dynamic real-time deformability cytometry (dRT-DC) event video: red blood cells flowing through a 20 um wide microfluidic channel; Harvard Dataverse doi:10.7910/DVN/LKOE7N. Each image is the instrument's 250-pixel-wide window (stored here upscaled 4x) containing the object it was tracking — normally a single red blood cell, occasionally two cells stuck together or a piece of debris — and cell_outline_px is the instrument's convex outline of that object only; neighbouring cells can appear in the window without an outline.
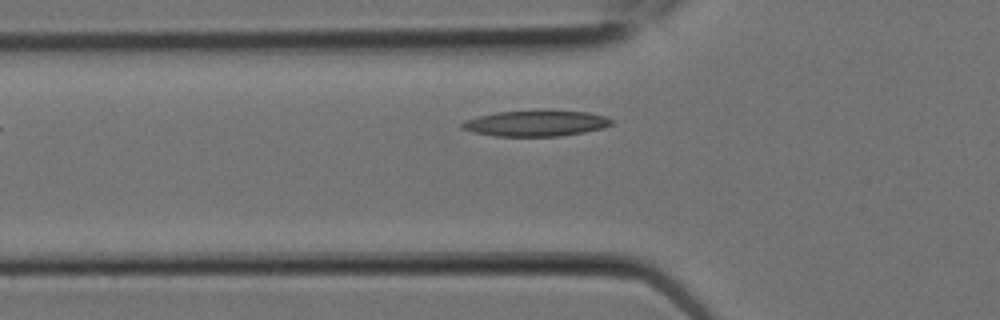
{"species": "Egyptian fruit bat (a non-hibernating species)", "species_latin": "Rousettus aegyptiacus", "temperature_condition": "room temperature", "stored_images_in_passage": 4, "camera_frame_rate_fps": 3000, "um_per_image_px": 0.085, "animal": {"sex": "female"}, "frame": {"image": 1, "passage_image": 4, "time_ms": 1.0, "image_size_px": [1000, 320], "cell_outline_px": [[612, 124], [604, 128], [584, 132], [560, 136], [496, 136], [472, 132], [460, 128], [460, 124], [464, 120], [496, 112], [540, 108], [548, 108], [588, 112], [604, 116], [612, 120]], "centroid_in_image_um": [45.55, 10.44], "position_along_channel_um": 80.2, "area_um2": 23.35}}